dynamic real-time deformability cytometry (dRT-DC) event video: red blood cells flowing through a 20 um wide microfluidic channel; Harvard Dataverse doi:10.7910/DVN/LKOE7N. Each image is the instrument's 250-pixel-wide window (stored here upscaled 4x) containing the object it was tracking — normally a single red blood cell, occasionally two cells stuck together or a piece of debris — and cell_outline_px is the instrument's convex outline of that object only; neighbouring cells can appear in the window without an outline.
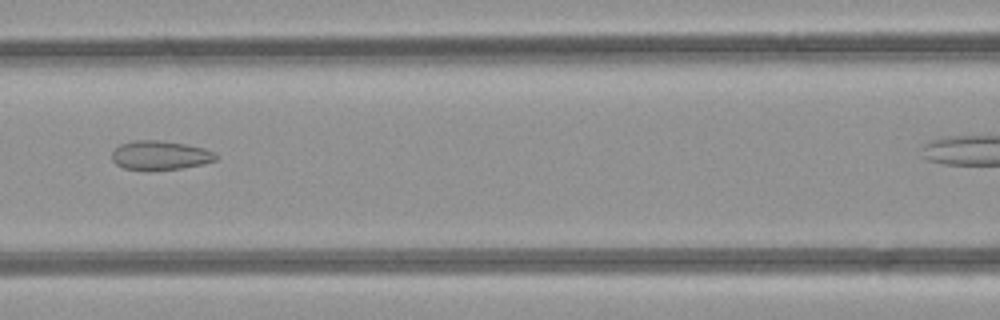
{"species": "common noctule bat (a hibernating species)", "species_latin": "Nyctalus noctula", "temperature_condition": "room temperature", "stored_images_in_passage": 30, "camera_frame_rate_fps": 3000, "um_per_image_px": 0.085, "animal": {"sex": "female", "body_mass_g": 21.9}, "frame": {"image": 1, "passage_image": 12, "time_ms": 3.667, "image_size_px": [1000, 320], "cell_outline_px": [[216, 160], [200, 164], [180, 168], [124, 168], [116, 164], [112, 160], [112, 152], [120, 144], [132, 140], [156, 140], [184, 144], [204, 148], [216, 152]], "centroid_in_image_um": [13.6, 13.16], "position_along_channel_um": 153.0, "area_um2": 16.99}}
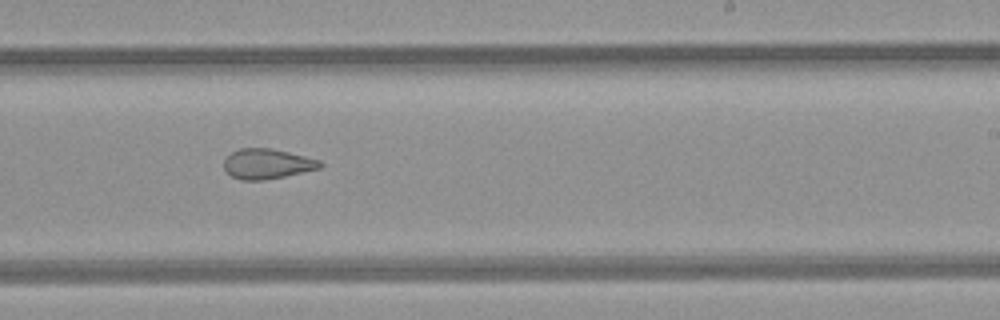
{"frame": {"image": 2, "passage_image": 20, "time_ms": 6.333, "image_size_px": [1000, 320], "cell_outline_px": [[324, 164], [320, 168], [284, 176], [264, 180], [240, 180], [232, 176], [224, 168], [224, 160], [232, 152], [240, 148], [268, 148], [288, 152], [320, 160]], "centroid_in_image_um": [22.7, 13.93], "position_along_channel_um": 266.3, "area_um2": 16.65}}
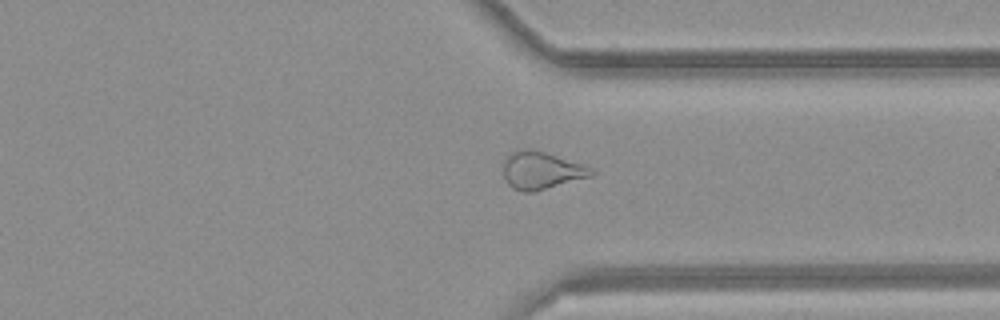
{"frame": {"image": 3, "passage_image": 27, "time_ms": 8.667, "image_size_px": [1000, 320], "cell_outline_px": [[596, 172], [592, 176], [532, 192], [524, 192], [512, 188], [504, 180], [504, 160], [516, 148], [532, 148], [584, 164], [592, 168]], "centroid_in_image_um": [46.01, 14.47], "position_along_channel_um": 365.4, "area_um2": 19.42}}